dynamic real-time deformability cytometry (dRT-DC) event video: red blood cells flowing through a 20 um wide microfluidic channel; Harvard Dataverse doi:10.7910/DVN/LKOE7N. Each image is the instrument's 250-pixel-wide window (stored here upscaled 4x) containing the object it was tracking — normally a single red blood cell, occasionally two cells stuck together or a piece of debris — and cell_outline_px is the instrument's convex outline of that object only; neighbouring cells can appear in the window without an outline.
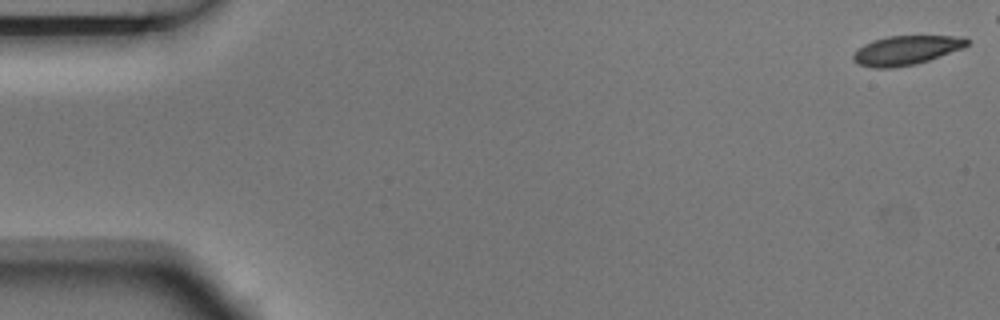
{"species": "Egyptian fruit bat (a non-hibernating species)", "species_latin": "Rousettus aegyptiacus", "temperature_condition": "room temperature", "stored_images_in_passage": 5, "camera_frame_rate_fps": 3000, "um_per_image_px": 0.085, "animal": {"sex": "male"}, "frame": {"image": 1, "passage_image": 1, "time_ms": 0.0, "image_size_px": [1000, 320], "cell_outline_px": [[968, 44], [964, 48], [916, 64], [892, 68], [872, 68], [856, 64], [852, 60], [852, 56], [864, 44], [872, 40], [888, 36], [964, 36], [968, 40]], "centroid_in_image_um": [77.01, 4.28], "position_along_channel_um": 8.0, "area_um2": 19.42}}